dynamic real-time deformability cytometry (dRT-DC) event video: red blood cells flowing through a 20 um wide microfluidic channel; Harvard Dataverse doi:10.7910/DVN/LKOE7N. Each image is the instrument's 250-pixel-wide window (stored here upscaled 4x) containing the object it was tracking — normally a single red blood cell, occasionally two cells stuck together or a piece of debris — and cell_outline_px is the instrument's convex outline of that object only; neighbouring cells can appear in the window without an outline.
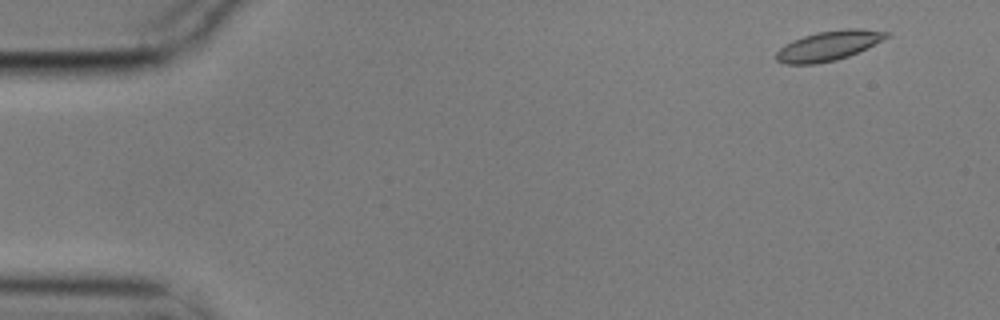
{"species": "common noctule bat (a hibernating species)", "species_latin": "Nyctalus noctula", "temperature_condition": "cold", "stored_images_in_passage": 3, "camera_frame_rate_fps": 3000, "um_per_image_px": 0.085, "animal": {"sex": "male", "body_mass_g": 17.9}, "frame": {"image": 1, "passage_image": 1, "time_ms": 0.0, "image_size_px": [1000, 320], "cell_outline_px": [[888, 36], [848, 56], [836, 60], [816, 64], [784, 64], [776, 60], [776, 52], [784, 44], [792, 40], [816, 32], [848, 28], [860, 28], [888, 32]], "centroid_in_image_um": [70.34, 3.89], "position_along_channel_um": 14.7, "area_um2": 18.79}}